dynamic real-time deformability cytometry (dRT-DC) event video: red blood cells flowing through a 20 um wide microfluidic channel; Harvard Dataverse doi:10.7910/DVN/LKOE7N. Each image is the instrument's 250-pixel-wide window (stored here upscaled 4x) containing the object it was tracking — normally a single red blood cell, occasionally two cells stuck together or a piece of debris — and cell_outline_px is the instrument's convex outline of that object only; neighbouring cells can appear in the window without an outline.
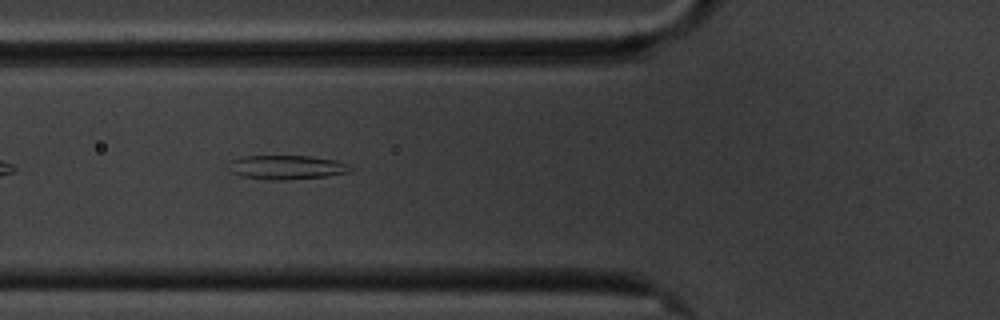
{"species": "common noctule bat (a hibernating species)", "species_latin": "Nyctalus noctula", "temperature_condition": "cold", "stored_images_in_passage": 43, "camera_frame_rate_fps": 3000, "um_per_image_px": 0.085, "animal": {"sex": "male", "body_mass_g": 20.1, "forearm_length_mm": 53.5}, "frame": {"image": 1, "passage_image": 7, "time_ms": 2.0, "image_size_px": [1000, 320], "cell_outline_px": [[352, 172], [324, 176], [280, 180], [272, 180], [240, 176], [232, 172], [228, 160], [244, 156], [312, 156], [336, 160], [348, 164], [352, 168]], "centroid_in_image_um": [24.37, 14.21], "position_along_channel_um": 101.4, "area_um2": 17.05}}
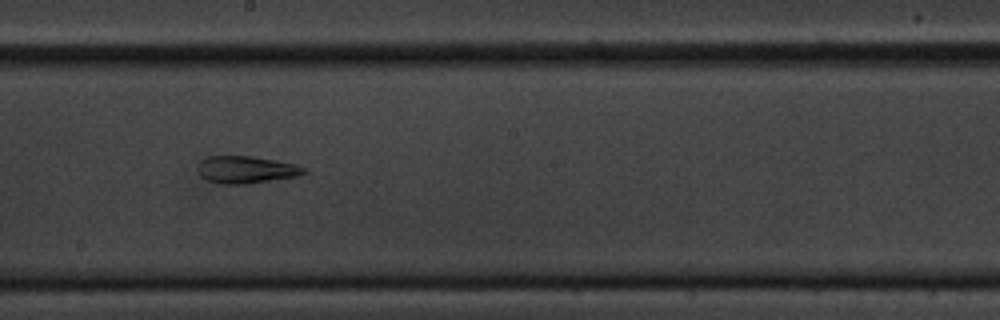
{"frame": {"image": 2, "passage_image": 18, "time_ms": 5.667, "image_size_px": [1000, 320], "cell_outline_px": [[308, 172], [296, 176], [248, 184], [220, 184], [204, 180], [200, 176], [200, 160], [208, 156], [252, 156], [276, 160], [296, 164], [308, 168]], "centroid_in_image_um": [20.95, 14.42], "position_along_channel_um": 227.3, "area_um2": 16.99}}
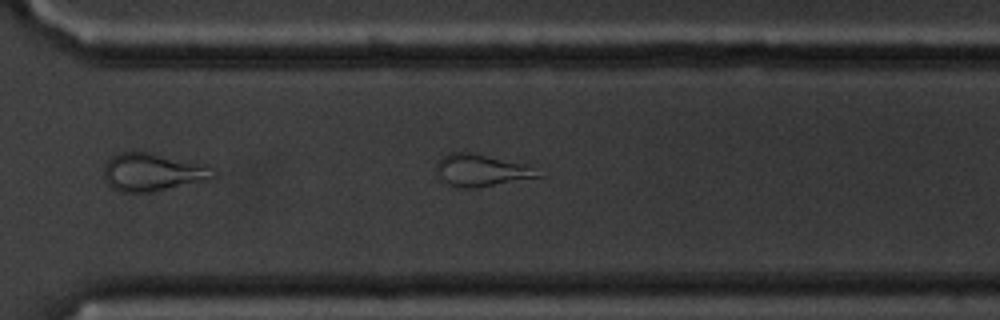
{"frame": {"image": 3, "passage_image": 27, "time_ms": 8.667, "image_size_px": [1000, 320], "cell_outline_px": [[544, 176], [472, 188], [456, 188], [440, 180], [436, 168], [436, 164], [440, 156], [452, 152], [472, 152], [528, 164]], "centroid_in_image_um": [40.87, 14.46], "position_along_channel_um": 329.7, "area_um2": 19.19}, "authors_computed_cell_mechanics": {"area_um2": 18.3226, "velocity_mm_per_s": 3.4251, "shape_relaxation_time_tau1_ms": null, "shape_relaxation_time_tau2_ms": 3.5333, "deformation_change_tau1": null, "deformation_change_tau2": 0.1441}}